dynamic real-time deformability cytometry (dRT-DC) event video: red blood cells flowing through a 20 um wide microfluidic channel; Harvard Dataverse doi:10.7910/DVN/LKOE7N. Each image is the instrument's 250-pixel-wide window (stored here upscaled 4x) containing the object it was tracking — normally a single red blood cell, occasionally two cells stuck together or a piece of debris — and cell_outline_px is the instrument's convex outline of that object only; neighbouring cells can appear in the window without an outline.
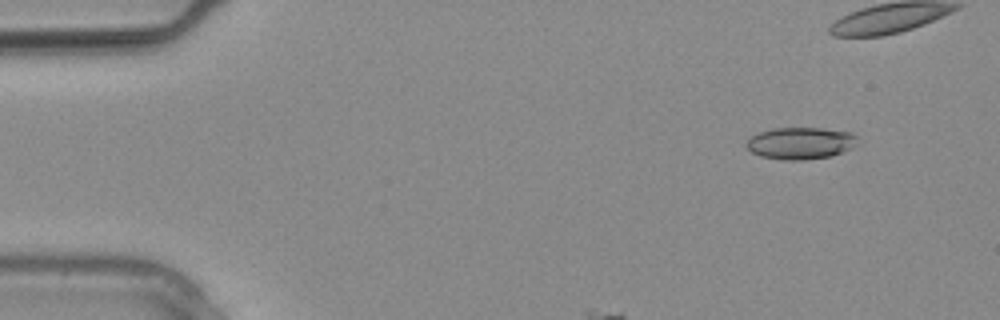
{"species": "common noctule bat (a hibernating species)", "species_latin": "Nyctalus noctula", "temperature_condition": "warm", "stored_images_in_passage": 22, "camera_frame_rate_fps": 3000, "um_per_image_px": 0.085, "animal": {"sex": "male", "body_mass_g": 20.4}, "frame": {"image": 1, "passage_image": 1, "time_ms": 0.0, "image_size_px": [1000, 320], "cell_outline_px": [[856, 136], [848, 148], [832, 156], [804, 160], [784, 160], [760, 156], [752, 152], [744, 144], [752, 136], [760, 132], [772, 128], [820, 128], [852, 132]], "centroid_in_image_um": [67.96, 12.17], "position_along_channel_um": 17.0, "area_um2": 20.29}}